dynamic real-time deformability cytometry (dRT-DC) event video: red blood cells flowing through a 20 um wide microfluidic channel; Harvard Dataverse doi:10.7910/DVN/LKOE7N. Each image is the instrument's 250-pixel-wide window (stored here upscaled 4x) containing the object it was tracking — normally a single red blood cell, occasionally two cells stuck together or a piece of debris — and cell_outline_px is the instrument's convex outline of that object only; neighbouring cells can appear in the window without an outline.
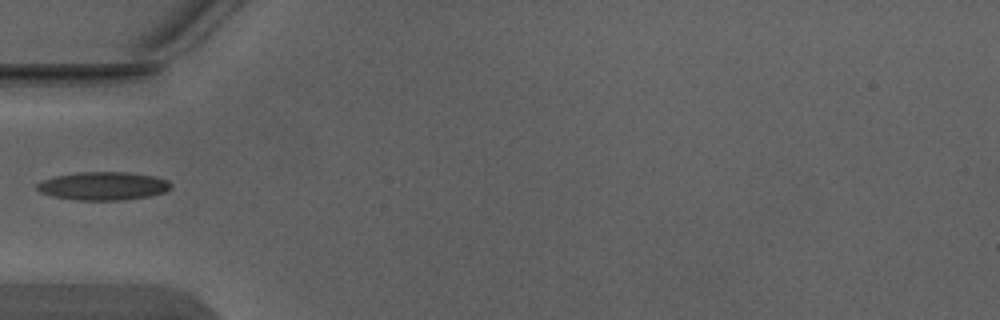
{"species": "Egyptian fruit bat (a non-hibernating species)", "species_latin": "Rousettus aegyptiacus", "temperature_condition": "warm", "stored_images_in_passage": 3, "camera_frame_rate_fps": 3000, "um_per_image_px": 0.085, "animal": {"sex": "male"}, "frame": {"image": 1, "passage_image": 1, "time_ms": 0.0, "image_size_px": [1000, 320], "cell_outline_px": [[172, 188], [164, 192], [152, 196], [120, 200], [76, 200], [52, 196], [40, 192], [36, 188], [36, 184], [44, 180], [56, 176], [80, 172], [128, 172], [156, 176], [168, 180], [172, 184]], "centroid_in_image_um": [8.82, 15.81], "position_along_channel_um": 76.2, "area_um2": 22.14}}
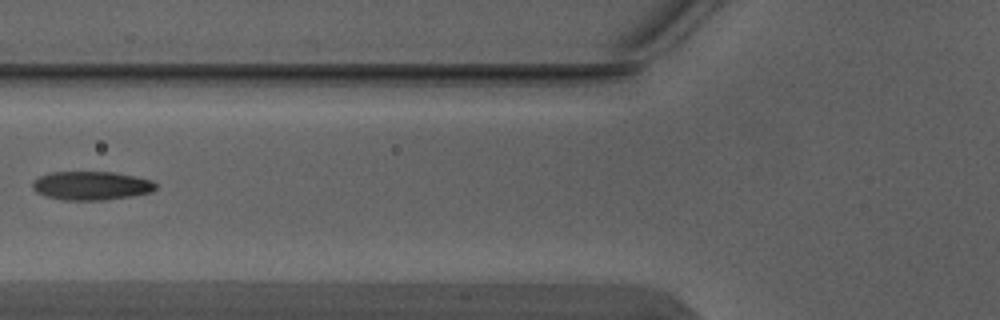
{"frame": {"image": 2, "passage_image": 2, "time_ms": 0.333, "image_size_px": [1000, 320], "cell_outline_px": [[156, 188], [152, 192], [132, 196], [104, 200], [64, 200], [44, 196], [36, 192], [32, 188], [32, 180], [40, 176], [52, 172], [116, 172], [136, 176], [152, 180], [156, 184]], "centroid_in_image_um": [7.76, 15.78], "position_along_channel_um": 118.0, "area_um2": 20.81}}